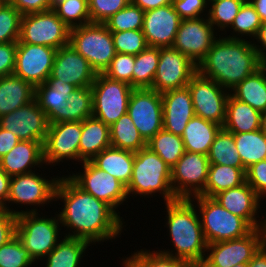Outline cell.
Masks as SVG:
<instances>
[{
  "label": "cell",
  "instance_id": "3957f363",
  "mask_svg": "<svg viewBox=\"0 0 266 267\" xmlns=\"http://www.w3.org/2000/svg\"><path fill=\"white\" fill-rule=\"evenodd\" d=\"M163 218L172 249H158L159 252L186 262L190 267H199L206 255L201 220L195 204L186 198L164 203ZM174 247V248H173ZM175 249V250H174Z\"/></svg>",
  "mask_w": 266,
  "mask_h": 267
},
{
  "label": "cell",
  "instance_id": "e0dca14e",
  "mask_svg": "<svg viewBox=\"0 0 266 267\" xmlns=\"http://www.w3.org/2000/svg\"><path fill=\"white\" fill-rule=\"evenodd\" d=\"M197 73V65L173 47H161L154 82L150 89L158 93L187 87Z\"/></svg>",
  "mask_w": 266,
  "mask_h": 267
},
{
  "label": "cell",
  "instance_id": "ffe728a7",
  "mask_svg": "<svg viewBox=\"0 0 266 267\" xmlns=\"http://www.w3.org/2000/svg\"><path fill=\"white\" fill-rule=\"evenodd\" d=\"M0 127L11 131L20 140L44 143L49 128L45 112L37 100L0 117Z\"/></svg>",
  "mask_w": 266,
  "mask_h": 267
},
{
  "label": "cell",
  "instance_id": "c3c4849f",
  "mask_svg": "<svg viewBox=\"0 0 266 267\" xmlns=\"http://www.w3.org/2000/svg\"><path fill=\"white\" fill-rule=\"evenodd\" d=\"M116 53L136 56L148 47L145 35L141 30L111 32Z\"/></svg>",
  "mask_w": 266,
  "mask_h": 267
},
{
  "label": "cell",
  "instance_id": "2644e50d",
  "mask_svg": "<svg viewBox=\"0 0 266 267\" xmlns=\"http://www.w3.org/2000/svg\"><path fill=\"white\" fill-rule=\"evenodd\" d=\"M7 2V0H0V8Z\"/></svg>",
  "mask_w": 266,
  "mask_h": 267
},
{
  "label": "cell",
  "instance_id": "2e32d148",
  "mask_svg": "<svg viewBox=\"0 0 266 267\" xmlns=\"http://www.w3.org/2000/svg\"><path fill=\"white\" fill-rule=\"evenodd\" d=\"M210 162L208 156L185 151L171 168L172 189L177 198L199 195L206 186Z\"/></svg>",
  "mask_w": 266,
  "mask_h": 267
},
{
  "label": "cell",
  "instance_id": "1f68e13d",
  "mask_svg": "<svg viewBox=\"0 0 266 267\" xmlns=\"http://www.w3.org/2000/svg\"><path fill=\"white\" fill-rule=\"evenodd\" d=\"M262 113L247 103L235 99L231 94L226 105L223 129L230 133L253 132L261 127Z\"/></svg>",
  "mask_w": 266,
  "mask_h": 267
},
{
  "label": "cell",
  "instance_id": "681fc988",
  "mask_svg": "<svg viewBox=\"0 0 266 267\" xmlns=\"http://www.w3.org/2000/svg\"><path fill=\"white\" fill-rule=\"evenodd\" d=\"M134 63V55L116 53L102 74L112 80L125 82L133 87Z\"/></svg>",
  "mask_w": 266,
  "mask_h": 267
},
{
  "label": "cell",
  "instance_id": "7402d4cb",
  "mask_svg": "<svg viewBox=\"0 0 266 267\" xmlns=\"http://www.w3.org/2000/svg\"><path fill=\"white\" fill-rule=\"evenodd\" d=\"M181 21L172 4L146 11L142 31L148 46L172 47Z\"/></svg>",
  "mask_w": 266,
  "mask_h": 267
},
{
  "label": "cell",
  "instance_id": "9f6ffc18",
  "mask_svg": "<svg viewBox=\"0 0 266 267\" xmlns=\"http://www.w3.org/2000/svg\"><path fill=\"white\" fill-rule=\"evenodd\" d=\"M22 15L51 10L50 0H7Z\"/></svg>",
  "mask_w": 266,
  "mask_h": 267
},
{
  "label": "cell",
  "instance_id": "d4e9b609",
  "mask_svg": "<svg viewBox=\"0 0 266 267\" xmlns=\"http://www.w3.org/2000/svg\"><path fill=\"white\" fill-rule=\"evenodd\" d=\"M163 106V129L182 135L185 127L195 115L188 87L166 91L161 94Z\"/></svg>",
  "mask_w": 266,
  "mask_h": 267
},
{
  "label": "cell",
  "instance_id": "be15d7a7",
  "mask_svg": "<svg viewBox=\"0 0 266 267\" xmlns=\"http://www.w3.org/2000/svg\"><path fill=\"white\" fill-rule=\"evenodd\" d=\"M254 7L262 22L266 21V0H248Z\"/></svg>",
  "mask_w": 266,
  "mask_h": 267
},
{
  "label": "cell",
  "instance_id": "ab89813d",
  "mask_svg": "<svg viewBox=\"0 0 266 267\" xmlns=\"http://www.w3.org/2000/svg\"><path fill=\"white\" fill-rule=\"evenodd\" d=\"M262 21L251 3L246 0L229 29L230 34H223L232 39L253 41L258 34ZM244 37V38H243Z\"/></svg>",
  "mask_w": 266,
  "mask_h": 267
},
{
  "label": "cell",
  "instance_id": "7dc6e473",
  "mask_svg": "<svg viewBox=\"0 0 266 267\" xmlns=\"http://www.w3.org/2000/svg\"><path fill=\"white\" fill-rule=\"evenodd\" d=\"M22 14L6 2L0 8V43L18 42Z\"/></svg>",
  "mask_w": 266,
  "mask_h": 267
},
{
  "label": "cell",
  "instance_id": "4fadbf2b",
  "mask_svg": "<svg viewBox=\"0 0 266 267\" xmlns=\"http://www.w3.org/2000/svg\"><path fill=\"white\" fill-rule=\"evenodd\" d=\"M187 87L191 93L195 115L223 126L230 92L198 72Z\"/></svg>",
  "mask_w": 266,
  "mask_h": 267
},
{
  "label": "cell",
  "instance_id": "a7ac6f4b",
  "mask_svg": "<svg viewBox=\"0 0 266 267\" xmlns=\"http://www.w3.org/2000/svg\"><path fill=\"white\" fill-rule=\"evenodd\" d=\"M261 68L265 71L266 73V57L261 59Z\"/></svg>",
  "mask_w": 266,
  "mask_h": 267
},
{
  "label": "cell",
  "instance_id": "9c48e42d",
  "mask_svg": "<svg viewBox=\"0 0 266 267\" xmlns=\"http://www.w3.org/2000/svg\"><path fill=\"white\" fill-rule=\"evenodd\" d=\"M80 165L81 170L74 171L75 173L70 171L67 176L82 190L104 201L121 216V205L129 201L126 187L111 174L99 169L91 160Z\"/></svg>",
  "mask_w": 266,
  "mask_h": 267
},
{
  "label": "cell",
  "instance_id": "cb8c5ba5",
  "mask_svg": "<svg viewBox=\"0 0 266 267\" xmlns=\"http://www.w3.org/2000/svg\"><path fill=\"white\" fill-rule=\"evenodd\" d=\"M0 168L10 177L34 172L37 168L39 172L42 168L50 170L44 163L43 143L24 140L0 158Z\"/></svg>",
  "mask_w": 266,
  "mask_h": 267
},
{
  "label": "cell",
  "instance_id": "277c9868",
  "mask_svg": "<svg viewBox=\"0 0 266 267\" xmlns=\"http://www.w3.org/2000/svg\"><path fill=\"white\" fill-rule=\"evenodd\" d=\"M126 193L128 199L130 196H140L142 200L143 197L146 200L158 196L164 199V203L178 199L172 189L171 168L147 146L135 152L132 177Z\"/></svg>",
  "mask_w": 266,
  "mask_h": 267
},
{
  "label": "cell",
  "instance_id": "94428289",
  "mask_svg": "<svg viewBox=\"0 0 266 267\" xmlns=\"http://www.w3.org/2000/svg\"><path fill=\"white\" fill-rule=\"evenodd\" d=\"M134 5L140 7L143 11H149L158 7L171 4L172 0H130Z\"/></svg>",
  "mask_w": 266,
  "mask_h": 267
},
{
  "label": "cell",
  "instance_id": "e7e4bbea",
  "mask_svg": "<svg viewBox=\"0 0 266 267\" xmlns=\"http://www.w3.org/2000/svg\"><path fill=\"white\" fill-rule=\"evenodd\" d=\"M260 214L265 215V216L261 215V217H263V219L261 218L260 225H259V231L261 234L262 246L266 248V214L262 213V212Z\"/></svg>",
  "mask_w": 266,
  "mask_h": 267
},
{
  "label": "cell",
  "instance_id": "8fae6325",
  "mask_svg": "<svg viewBox=\"0 0 266 267\" xmlns=\"http://www.w3.org/2000/svg\"><path fill=\"white\" fill-rule=\"evenodd\" d=\"M68 27L51 9L22 16L17 43L49 46L54 49L69 44Z\"/></svg>",
  "mask_w": 266,
  "mask_h": 267
},
{
  "label": "cell",
  "instance_id": "8d00e7d4",
  "mask_svg": "<svg viewBox=\"0 0 266 267\" xmlns=\"http://www.w3.org/2000/svg\"><path fill=\"white\" fill-rule=\"evenodd\" d=\"M146 146L155 152L170 168L177 163L185 152L181 136L164 129L153 136L146 143Z\"/></svg>",
  "mask_w": 266,
  "mask_h": 267
},
{
  "label": "cell",
  "instance_id": "11a10c76",
  "mask_svg": "<svg viewBox=\"0 0 266 267\" xmlns=\"http://www.w3.org/2000/svg\"><path fill=\"white\" fill-rule=\"evenodd\" d=\"M17 216L0 208V247L16 236Z\"/></svg>",
  "mask_w": 266,
  "mask_h": 267
},
{
  "label": "cell",
  "instance_id": "4dcf8cb0",
  "mask_svg": "<svg viewBox=\"0 0 266 267\" xmlns=\"http://www.w3.org/2000/svg\"><path fill=\"white\" fill-rule=\"evenodd\" d=\"M222 128L219 124L194 115L184 129L185 151L208 155L216 134Z\"/></svg>",
  "mask_w": 266,
  "mask_h": 267
},
{
  "label": "cell",
  "instance_id": "91938a15",
  "mask_svg": "<svg viewBox=\"0 0 266 267\" xmlns=\"http://www.w3.org/2000/svg\"><path fill=\"white\" fill-rule=\"evenodd\" d=\"M11 177L0 168V208H3L8 200Z\"/></svg>",
  "mask_w": 266,
  "mask_h": 267
},
{
  "label": "cell",
  "instance_id": "44dd1931",
  "mask_svg": "<svg viewBox=\"0 0 266 267\" xmlns=\"http://www.w3.org/2000/svg\"><path fill=\"white\" fill-rule=\"evenodd\" d=\"M96 75L90 63L68 44L57 50L48 78L59 79V82L82 88L91 86Z\"/></svg>",
  "mask_w": 266,
  "mask_h": 267
},
{
  "label": "cell",
  "instance_id": "d6986e66",
  "mask_svg": "<svg viewBox=\"0 0 266 267\" xmlns=\"http://www.w3.org/2000/svg\"><path fill=\"white\" fill-rule=\"evenodd\" d=\"M57 49L43 45L17 43L14 75L34 87L46 82L51 74Z\"/></svg>",
  "mask_w": 266,
  "mask_h": 267
},
{
  "label": "cell",
  "instance_id": "ba28073f",
  "mask_svg": "<svg viewBox=\"0 0 266 267\" xmlns=\"http://www.w3.org/2000/svg\"><path fill=\"white\" fill-rule=\"evenodd\" d=\"M69 45L96 71L103 73L116 54L111 31L102 23L70 29Z\"/></svg>",
  "mask_w": 266,
  "mask_h": 267
},
{
  "label": "cell",
  "instance_id": "f6af8a7d",
  "mask_svg": "<svg viewBox=\"0 0 266 267\" xmlns=\"http://www.w3.org/2000/svg\"><path fill=\"white\" fill-rule=\"evenodd\" d=\"M144 14L145 11L130 2L103 24L111 32L141 30L143 28Z\"/></svg>",
  "mask_w": 266,
  "mask_h": 267
},
{
  "label": "cell",
  "instance_id": "8992f818",
  "mask_svg": "<svg viewBox=\"0 0 266 267\" xmlns=\"http://www.w3.org/2000/svg\"><path fill=\"white\" fill-rule=\"evenodd\" d=\"M41 215L39 212L17 215L16 235L36 264L64 237L58 213L54 217L43 212Z\"/></svg>",
  "mask_w": 266,
  "mask_h": 267
},
{
  "label": "cell",
  "instance_id": "603a6c76",
  "mask_svg": "<svg viewBox=\"0 0 266 267\" xmlns=\"http://www.w3.org/2000/svg\"><path fill=\"white\" fill-rule=\"evenodd\" d=\"M213 198L232 214L243 218L253 229L259 228L262 200L245 181L243 184L219 192ZM259 218V219H258Z\"/></svg>",
  "mask_w": 266,
  "mask_h": 267
},
{
  "label": "cell",
  "instance_id": "f907efd6",
  "mask_svg": "<svg viewBox=\"0 0 266 267\" xmlns=\"http://www.w3.org/2000/svg\"><path fill=\"white\" fill-rule=\"evenodd\" d=\"M129 3L130 0H88L91 23L103 24Z\"/></svg>",
  "mask_w": 266,
  "mask_h": 267
},
{
  "label": "cell",
  "instance_id": "d6a6232c",
  "mask_svg": "<svg viewBox=\"0 0 266 267\" xmlns=\"http://www.w3.org/2000/svg\"><path fill=\"white\" fill-rule=\"evenodd\" d=\"M230 94L237 100L247 103L255 110L266 111V73L260 67L238 83Z\"/></svg>",
  "mask_w": 266,
  "mask_h": 267
},
{
  "label": "cell",
  "instance_id": "836d02e7",
  "mask_svg": "<svg viewBox=\"0 0 266 267\" xmlns=\"http://www.w3.org/2000/svg\"><path fill=\"white\" fill-rule=\"evenodd\" d=\"M246 169L220 164H210L205 189L199 194L213 197L221 191L231 189L246 181Z\"/></svg>",
  "mask_w": 266,
  "mask_h": 267
},
{
  "label": "cell",
  "instance_id": "6da1fadb",
  "mask_svg": "<svg viewBox=\"0 0 266 267\" xmlns=\"http://www.w3.org/2000/svg\"><path fill=\"white\" fill-rule=\"evenodd\" d=\"M64 205L58 213L64 236L83 239L91 245H103L121 237L126 222L110 205L78 187L62 175L55 190V202ZM125 224V225H124ZM125 227V228H124Z\"/></svg>",
  "mask_w": 266,
  "mask_h": 267
},
{
  "label": "cell",
  "instance_id": "b9f144b4",
  "mask_svg": "<svg viewBox=\"0 0 266 267\" xmlns=\"http://www.w3.org/2000/svg\"><path fill=\"white\" fill-rule=\"evenodd\" d=\"M121 260L123 267H190L180 259L163 254L158 250L151 251L146 248L135 250L133 253L131 252V256H125Z\"/></svg>",
  "mask_w": 266,
  "mask_h": 267
},
{
  "label": "cell",
  "instance_id": "7bdbcfd3",
  "mask_svg": "<svg viewBox=\"0 0 266 267\" xmlns=\"http://www.w3.org/2000/svg\"><path fill=\"white\" fill-rule=\"evenodd\" d=\"M90 116H93L92 88L91 86L76 88L70 93L64 107V122L83 121Z\"/></svg>",
  "mask_w": 266,
  "mask_h": 267
},
{
  "label": "cell",
  "instance_id": "e575fe53",
  "mask_svg": "<svg viewBox=\"0 0 266 267\" xmlns=\"http://www.w3.org/2000/svg\"><path fill=\"white\" fill-rule=\"evenodd\" d=\"M233 136L245 169L266 160V135L260 129L253 132L233 133Z\"/></svg>",
  "mask_w": 266,
  "mask_h": 267
},
{
  "label": "cell",
  "instance_id": "484cf974",
  "mask_svg": "<svg viewBox=\"0 0 266 267\" xmlns=\"http://www.w3.org/2000/svg\"><path fill=\"white\" fill-rule=\"evenodd\" d=\"M75 89V86L55 78H48L45 83L35 87V99L45 112L49 124L64 122V107Z\"/></svg>",
  "mask_w": 266,
  "mask_h": 267
},
{
  "label": "cell",
  "instance_id": "30bf717a",
  "mask_svg": "<svg viewBox=\"0 0 266 267\" xmlns=\"http://www.w3.org/2000/svg\"><path fill=\"white\" fill-rule=\"evenodd\" d=\"M91 88L94 117L111 126L127 113L132 86L97 73Z\"/></svg>",
  "mask_w": 266,
  "mask_h": 267
},
{
  "label": "cell",
  "instance_id": "f546056e",
  "mask_svg": "<svg viewBox=\"0 0 266 267\" xmlns=\"http://www.w3.org/2000/svg\"><path fill=\"white\" fill-rule=\"evenodd\" d=\"M134 158L135 152L110 146L91 161L127 187L132 177Z\"/></svg>",
  "mask_w": 266,
  "mask_h": 267
},
{
  "label": "cell",
  "instance_id": "60d3db41",
  "mask_svg": "<svg viewBox=\"0 0 266 267\" xmlns=\"http://www.w3.org/2000/svg\"><path fill=\"white\" fill-rule=\"evenodd\" d=\"M245 1L246 0H208L207 17L218 34H227L234 18L237 16Z\"/></svg>",
  "mask_w": 266,
  "mask_h": 267
},
{
  "label": "cell",
  "instance_id": "52a82bcc",
  "mask_svg": "<svg viewBox=\"0 0 266 267\" xmlns=\"http://www.w3.org/2000/svg\"><path fill=\"white\" fill-rule=\"evenodd\" d=\"M189 199L197 208L207 244L238 239L253 230L243 218L223 208L213 197L196 195Z\"/></svg>",
  "mask_w": 266,
  "mask_h": 267
},
{
  "label": "cell",
  "instance_id": "d590c367",
  "mask_svg": "<svg viewBox=\"0 0 266 267\" xmlns=\"http://www.w3.org/2000/svg\"><path fill=\"white\" fill-rule=\"evenodd\" d=\"M110 141L112 147L133 152L146 147V142L139 134L128 113L110 126Z\"/></svg>",
  "mask_w": 266,
  "mask_h": 267
},
{
  "label": "cell",
  "instance_id": "6125c7cd",
  "mask_svg": "<svg viewBox=\"0 0 266 267\" xmlns=\"http://www.w3.org/2000/svg\"><path fill=\"white\" fill-rule=\"evenodd\" d=\"M248 267H266V248L261 247L248 262Z\"/></svg>",
  "mask_w": 266,
  "mask_h": 267
},
{
  "label": "cell",
  "instance_id": "f35d334b",
  "mask_svg": "<svg viewBox=\"0 0 266 267\" xmlns=\"http://www.w3.org/2000/svg\"><path fill=\"white\" fill-rule=\"evenodd\" d=\"M160 47L148 46L135 56L133 88H151L157 71Z\"/></svg>",
  "mask_w": 266,
  "mask_h": 267
},
{
  "label": "cell",
  "instance_id": "f1b7e54d",
  "mask_svg": "<svg viewBox=\"0 0 266 267\" xmlns=\"http://www.w3.org/2000/svg\"><path fill=\"white\" fill-rule=\"evenodd\" d=\"M89 246L92 247L86 240L64 236L57 246L41 260L40 266L81 267L82 263L85 262L83 258L88 256L87 250L90 249Z\"/></svg>",
  "mask_w": 266,
  "mask_h": 267
},
{
  "label": "cell",
  "instance_id": "ac0fdd59",
  "mask_svg": "<svg viewBox=\"0 0 266 267\" xmlns=\"http://www.w3.org/2000/svg\"><path fill=\"white\" fill-rule=\"evenodd\" d=\"M218 36L207 16L182 19L172 47L198 65Z\"/></svg>",
  "mask_w": 266,
  "mask_h": 267
},
{
  "label": "cell",
  "instance_id": "9a60e30c",
  "mask_svg": "<svg viewBox=\"0 0 266 267\" xmlns=\"http://www.w3.org/2000/svg\"><path fill=\"white\" fill-rule=\"evenodd\" d=\"M261 247V234L259 228H255L244 237L208 244L199 267H232L248 263Z\"/></svg>",
  "mask_w": 266,
  "mask_h": 267
},
{
  "label": "cell",
  "instance_id": "4316f807",
  "mask_svg": "<svg viewBox=\"0 0 266 267\" xmlns=\"http://www.w3.org/2000/svg\"><path fill=\"white\" fill-rule=\"evenodd\" d=\"M110 146V126L94 116L87 117L82 121L79 164L92 160L97 154Z\"/></svg>",
  "mask_w": 266,
  "mask_h": 267
},
{
  "label": "cell",
  "instance_id": "6f0895ef",
  "mask_svg": "<svg viewBox=\"0 0 266 267\" xmlns=\"http://www.w3.org/2000/svg\"><path fill=\"white\" fill-rule=\"evenodd\" d=\"M20 139L11 131H7L0 127V158L7 154Z\"/></svg>",
  "mask_w": 266,
  "mask_h": 267
},
{
  "label": "cell",
  "instance_id": "db71d44e",
  "mask_svg": "<svg viewBox=\"0 0 266 267\" xmlns=\"http://www.w3.org/2000/svg\"><path fill=\"white\" fill-rule=\"evenodd\" d=\"M16 50L17 42L0 43V77L13 74Z\"/></svg>",
  "mask_w": 266,
  "mask_h": 267
},
{
  "label": "cell",
  "instance_id": "7c38bea8",
  "mask_svg": "<svg viewBox=\"0 0 266 267\" xmlns=\"http://www.w3.org/2000/svg\"><path fill=\"white\" fill-rule=\"evenodd\" d=\"M81 133L82 121L49 124L48 132L43 143L45 165H50L49 168H52L68 161H71L75 165L78 164Z\"/></svg>",
  "mask_w": 266,
  "mask_h": 267
},
{
  "label": "cell",
  "instance_id": "5b68a950",
  "mask_svg": "<svg viewBox=\"0 0 266 267\" xmlns=\"http://www.w3.org/2000/svg\"><path fill=\"white\" fill-rule=\"evenodd\" d=\"M44 175L34 171L11 177L8 200L3 208L17 216L22 213L43 211L45 206L47 207L48 205L49 207L50 204L54 203L55 190L61 174L59 176L53 175V178L49 177V175L46 176L45 173ZM23 206L25 210L20 209ZM41 207L42 209H40Z\"/></svg>",
  "mask_w": 266,
  "mask_h": 267
},
{
  "label": "cell",
  "instance_id": "03108f58",
  "mask_svg": "<svg viewBox=\"0 0 266 267\" xmlns=\"http://www.w3.org/2000/svg\"><path fill=\"white\" fill-rule=\"evenodd\" d=\"M260 130L266 135V111L261 115V127Z\"/></svg>",
  "mask_w": 266,
  "mask_h": 267
},
{
  "label": "cell",
  "instance_id": "ee69618b",
  "mask_svg": "<svg viewBox=\"0 0 266 267\" xmlns=\"http://www.w3.org/2000/svg\"><path fill=\"white\" fill-rule=\"evenodd\" d=\"M52 10L70 28L91 23L88 0H66Z\"/></svg>",
  "mask_w": 266,
  "mask_h": 267
},
{
  "label": "cell",
  "instance_id": "89a4df30",
  "mask_svg": "<svg viewBox=\"0 0 266 267\" xmlns=\"http://www.w3.org/2000/svg\"><path fill=\"white\" fill-rule=\"evenodd\" d=\"M232 267H248V263L237 264V265L232 266Z\"/></svg>",
  "mask_w": 266,
  "mask_h": 267
},
{
  "label": "cell",
  "instance_id": "5bb4252c",
  "mask_svg": "<svg viewBox=\"0 0 266 267\" xmlns=\"http://www.w3.org/2000/svg\"><path fill=\"white\" fill-rule=\"evenodd\" d=\"M139 134L147 143L163 129V106L161 93L150 89H133L127 109Z\"/></svg>",
  "mask_w": 266,
  "mask_h": 267
},
{
  "label": "cell",
  "instance_id": "003e7915",
  "mask_svg": "<svg viewBox=\"0 0 266 267\" xmlns=\"http://www.w3.org/2000/svg\"><path fill=\"white\" fill-rule=\"evenodd\" d=\"M66 0H50L51 9H53L58 3H61Z\"/></svg>",
  "mask_w": 266,
  "mask_h": 267
},
{
  "label": "cell",
  "instance_id": "816d5d0a",
  "mask_svg": "<svg viewBox=\"0 0 266 267\" xmlns=\"http://www.w3.org/2000/svg\"><path fill=\"white\" fill-rule=\"evenodd\" d=\"M171 4L181 19H198L208 16V0H172Z\"/></svg>",
  "mask_w": 266,
  "mask_h": 267
},
{
  "label": "cell",
  "instance_id": "680465c9",
  "mask_svg": "<svg viewBox=\"0 0 266 267\" xmlns=\"http://www.w3.org/2000/svg\"><path fill=\"white\" fill-rule=\"evenodd\" d=\"M252 42L259 58L266 57V21L262 22L258 34Z\"/></svg>",
  "mask_w": 266,
  "mask_h": 267
},
{
  "label": "cell",
  "instance_id": "74e56055",
  "mask_svg": "<svg viewBox=\"0 0 266 267\" xmlns=\"http://www.w3.org/2000/svg\"><path fill=\"white\" fill-rule=\"evenodd\" d=\"M207 156L210 164L244 167L236 148L233 133L223 128L216 134Z\"/></svg>",
  "mask_w": 266,
  "mask_h": 267
},
{
  "label": "cell",
  "instance_id": "83f0119b",
  "mask_svg": "<svg viewBox=\"0 0 266 267\" xmlns=\"http://www.w3.org/2000/svg\"><path fill=\"white\" fill-rule=\"evenodd\" d=\"M35 99V87L11 74L0 77V117Z\"/></svg>",
  "mask_w": 266,
  "mask_h": 267
},
{
  "label": "cell",
  "instance_id": "7a4b0ae2",
  "mask_svg": "<svg viewBox=\"0 0 266 267\" xmlns=\"http://www.w3.org/2000/svg\"><path fill=\"white\" fill-rule=\"evenodd\" d=\"M260 67L261 59L252 41L219 35L197 65V72L230 92Z\"/></svg>",
  "mask_w": 266,
  "mask_h": 267
},
{
  "label": "cell",
  "instance_id": "f5cc1de1",
  "mask_svg": "<svg viewBox=\"0 0 266 267\" xmlns=\"http://www.w3.org/2000/svg\"><path fill=\"white\" fill-rule=\"evenodd\" d=\"M246 182L256 192L257 196L264 201L266 198V160L252 164L246 169Z\"/></svg>",
  "mask_w": 266,
  "mask_h": 267
},
{
  "label": "cell",
  "instance_id": "bcb514c9",
  "mask_svg": "<svg viewBox=\"0 0 266 267\" xmlns=\"http://www.w3.org/2000/svg\"><path fill=\"white\" fill-rule=\"evenodd\" d=\"M35 263L17 235L0 247V267H30Z\"/></svg>",
  "mask_w": 266,
  "mask_h": 267
}]
</instances>
